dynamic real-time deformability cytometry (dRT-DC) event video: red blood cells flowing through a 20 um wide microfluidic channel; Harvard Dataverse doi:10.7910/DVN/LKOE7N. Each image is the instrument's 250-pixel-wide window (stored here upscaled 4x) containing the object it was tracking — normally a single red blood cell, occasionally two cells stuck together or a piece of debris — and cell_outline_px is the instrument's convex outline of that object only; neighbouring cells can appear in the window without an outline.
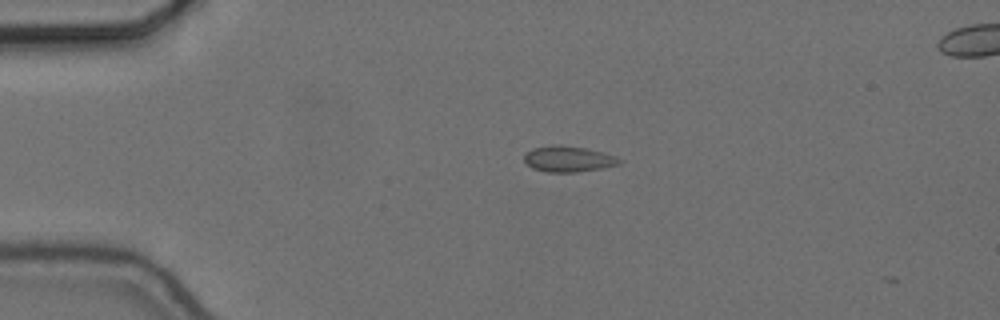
{"species": "common noctule bat (a hibernating species)", "species_latin": "Nyctalus noctula", "temperature_condition": "cold", "stored_images_in_passage": 2, "camera_frame_rate_fps": 3000, "um_per_image_px": 0.085, "animal": {"sex": "female", "body_mass_g": 24.6, "forearm_length_mm": 56.2}, "frame": {"image": 1, "passage_image": 1, "time_ms": 0.0, "image_size_px": [1000, 320], "cell_outline_px": [[624, 160], [620, 164], [600, 168], [576, 172], [548, 172], [532, 168], [524, 160], [524, 152], [532, 148], [552, 144], [556, 144], [584, 148], [604, 152], [616, 156]], "centroid_in_image_um": [48.3, 13.5], "position_along_channel_um": 36.7, "area_um2": 14.45}}